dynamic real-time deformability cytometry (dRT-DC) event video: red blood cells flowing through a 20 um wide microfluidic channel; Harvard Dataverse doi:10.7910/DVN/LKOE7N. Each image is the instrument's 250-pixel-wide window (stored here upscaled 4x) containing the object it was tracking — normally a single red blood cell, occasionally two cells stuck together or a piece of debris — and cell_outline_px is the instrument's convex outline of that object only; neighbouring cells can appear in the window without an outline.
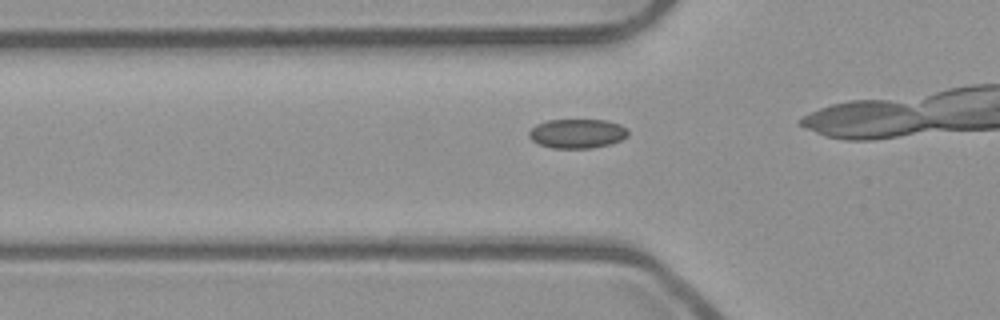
{"species": "common noctule bat (a hibernating species)", "species_latin": "Nyctalus noctula", "temperature_condition": "room temperature", "stored_images_in_passage": 8, "camera_frame_rate_fps": 3000, "um_per_image_px": 0.085, "animal": {"sex": "male", "body_mass_g": 23.1, "forearm_length_mm": 52.7}, "frame": {"image": 1, "passage_image": 4, "time_ms": 1.0, "image_size_px": [1000, 320], "cell_outline_px": [[628, 136], [620, 140], [608, 144], [592, 148], [552, 148], [540, 144], [532, 140], [528, 136], [528, 132], [536, 124], [548, 120], [608, 120], [620, 124], [628, 128]], "centroid_in_image_um": [49.07, 11.34], "position_along_channel_um": 76.7, "area_um2": 16.94}}
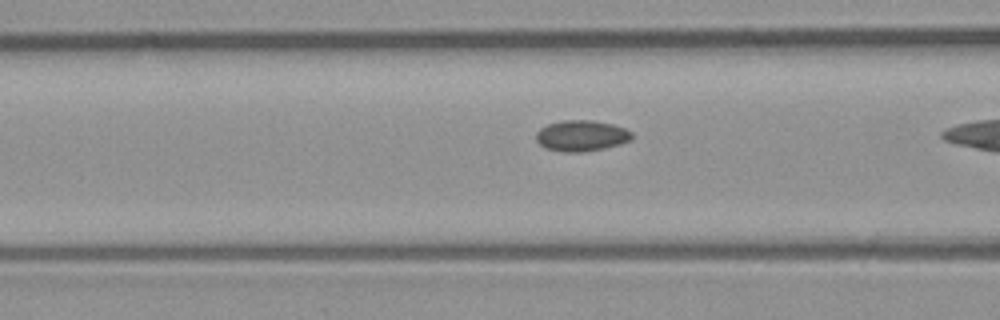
{"frame": {"image": 2, "passage_image": 7, "time_ms": 2.0, "image_size_px": [1000, 320], "cell_outline_px": [[632, 140], [620, 144], [604, 148], [580, 152], [564, 152], [548, 148], [540, 144], [536, 140], [536, 132], [540, 128], [548, 124], [564, 120], [592, 120], [612, 124], [624, 128], [632, 132]], "centroid_in_image_um": [49.43, 11.53], "position_along_channel_um": 117.2, "area_um2": 17.17}}